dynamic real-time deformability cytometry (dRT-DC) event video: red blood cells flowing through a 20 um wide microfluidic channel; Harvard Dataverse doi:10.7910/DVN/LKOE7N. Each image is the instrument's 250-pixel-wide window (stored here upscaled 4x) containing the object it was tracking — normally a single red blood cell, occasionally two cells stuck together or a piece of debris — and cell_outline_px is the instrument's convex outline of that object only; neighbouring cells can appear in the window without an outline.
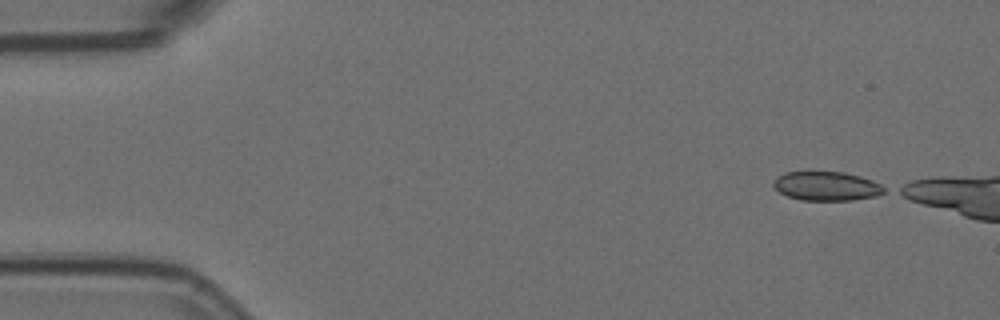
{"species": "Egyptian fruit bat (a non-hibernating species)", "species_latin": "Rousettus aegyptiacus", "temperature_condition": "room temperature", "stored_images_in_passage": 4, "camera_frame_rate_fps": 3000, "um_per_image_px": 0.085, "animal": {"sex": "female"}, "frame": {"image": 1, "passage_image": 1, "time_ms": 0.0, "image_size_px": [1000, 320], "cell_outline_px": [[888, 188], [884, 192], [876, 196], [852, 200], [800, 200], [788, 196], [780, 192], [772, 184], [776, 176], [784, 172], [844, 172], [860, 176], [872, 180]], "centroid_in_image_um": [70.27, 15.81], "position_along_channel_um": 14.7, "area_um2": 18.79}}